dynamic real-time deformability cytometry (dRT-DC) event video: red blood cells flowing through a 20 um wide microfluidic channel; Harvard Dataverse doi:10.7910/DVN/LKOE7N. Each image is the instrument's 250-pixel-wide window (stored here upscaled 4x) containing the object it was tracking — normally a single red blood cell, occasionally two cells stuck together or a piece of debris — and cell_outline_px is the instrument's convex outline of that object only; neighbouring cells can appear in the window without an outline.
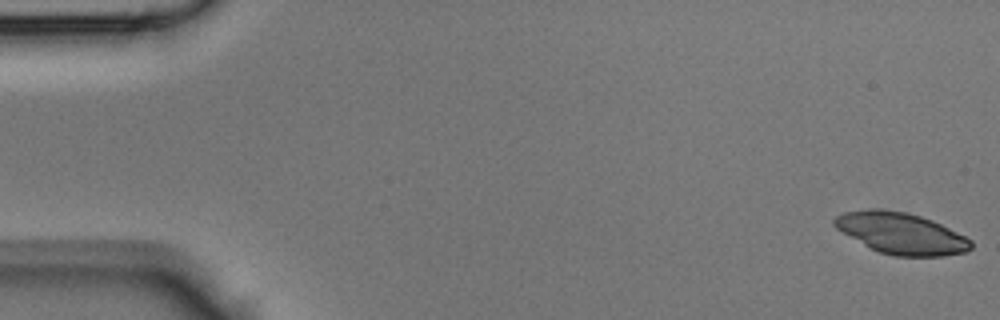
{"species": "Egyptian fruit bat (a non-hibernating species)", "species_latin": "Rousettus aegyptiacus", "temperature_condition": "room temperature", "stored_images_in_passage": 11, "camera_frame_rate_fps": 3000, "um_per_image_px": 0.085, "animal": {"sex": "male"}, "frame": {"image": 1, "passage_image": 1, "time_ms": 0.0, "image_size_px": [1000, 320], "cell_outline_px": [[972, 248], [964, 252], [944, 256], [896, 256], [880, 252], [864, 244], [836, 228], [832, 224], [832, 220], [836, 216], [844, 212], [904, 212], [920, 216], [932, 220], [972, 240]], "centroid_in_image_um": [76.66, 19.88], "position_along_channel_um": 8.3, "area_um2": 31.56}}